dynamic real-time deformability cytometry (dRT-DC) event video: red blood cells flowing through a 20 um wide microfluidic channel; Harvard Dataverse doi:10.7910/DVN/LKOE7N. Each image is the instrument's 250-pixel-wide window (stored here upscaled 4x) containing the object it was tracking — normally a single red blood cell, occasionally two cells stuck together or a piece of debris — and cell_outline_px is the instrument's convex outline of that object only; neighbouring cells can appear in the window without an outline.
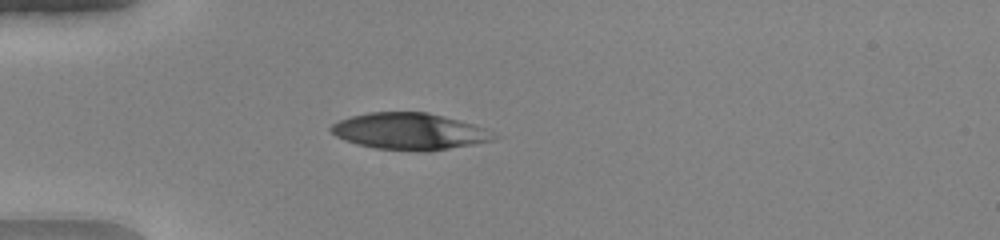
{"species": "human", "species_latin": "Homo sapiens", "temperature_condition": "warm", "stored_images_in_passage": 37, "camera_frame_rate_fps": 3000, "um_per_image_px": 0.085, "donor": {"sex": "female"}, "frame": {"image": 1, "passage_image": 2, "time_ms": 0.333, "image_size_px": [1000, 240], "cell_outline_px": [[500, 136], [492, 140], [472, 144], [428, 152], [420, 152], [376, 148], [356, 144], [344, 140], [336, 136], [328, 128], [332, 124], [340, 120], [352, 116], [368, 112], [428, 112], [488, 128]], "centroid_in_image_um": [34.82, 11.17], "position_along_channel_um": 50.2, "area_um2": 34.91}}
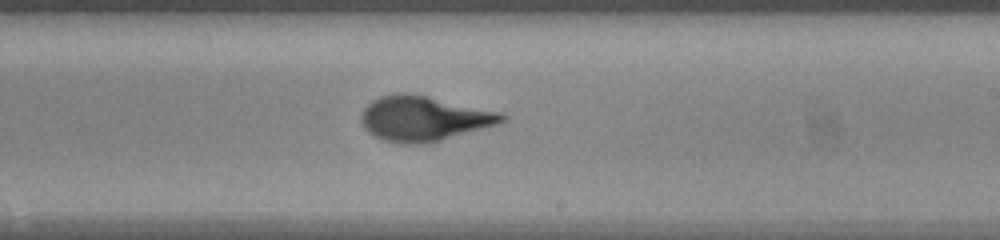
{"frame": {"image": 2, "passage_image": 18, "time_ms": 5.667, "image_size_px": [1000, 240], "cell_outline_px": [[508, 120], [496, 124], [428, 144], [404, 144], [384, 140], [368, 132], [364, 128], [360, 120], [360, 116], [364, 108], [372, 100], [380, 96], [404, 92], [428, 96], [504, 112], [508, 116]], "centroid_in_image_um": [36.04, 10.07], "position_along_channel_um": 253.0, "area_um2": 37.05}}
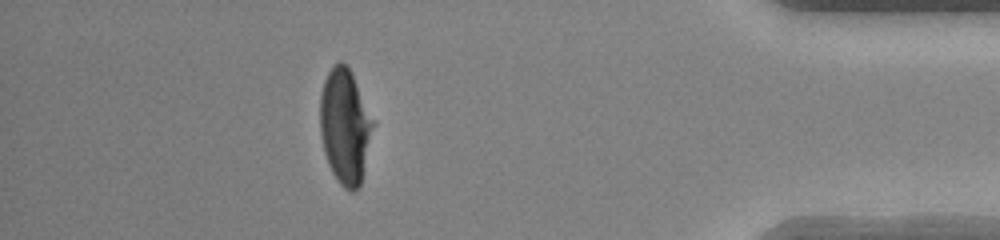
{"frame": {"image": 3, "passage_image": 32, "time_ms": 10.333, "image_size_px": [1000, 240], "cell_outline_px": [[376, 124], [360, 184], [352, 192], [344, 188], [336, 180], [328, 164], [324, 152], [320, 132], [320, 96], [324, 80], [328, 72], [340, 60], [348, 68], [376, 120]], "centroid_in_image_um": [29.35, 10.76], "position_along_channel_um": 405.9, "area_um2": 35.72}, "authors_computed_cell_mechanics": {"area_um2": 36.125, "velocity_mm_per_s": 4.1434, "shape_relaxation_time_tau1_ms": 5.3156, "shape_relaxation_time_tau2_ms": null, "deformation_change_tau1": 0.2769, "deformation_change_tau2": null}}